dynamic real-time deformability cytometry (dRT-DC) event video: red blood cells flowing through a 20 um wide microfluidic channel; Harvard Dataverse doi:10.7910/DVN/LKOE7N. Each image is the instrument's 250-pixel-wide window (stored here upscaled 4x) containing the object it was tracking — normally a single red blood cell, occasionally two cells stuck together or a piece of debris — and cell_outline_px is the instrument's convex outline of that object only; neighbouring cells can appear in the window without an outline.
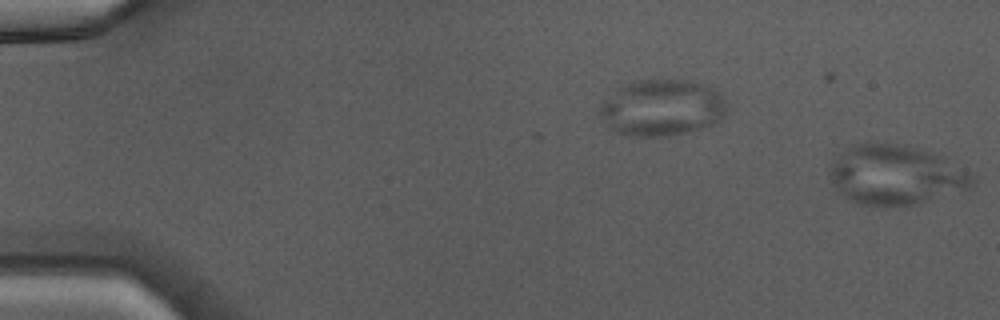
{"species": "Egyptian fruit bat (a non-hibernating species)", "species_latin": "Rousettus aegyptiacus", "temperature_condition": "warm", "stored_images_in_passage": 9, "segment_of_instrument_passage": [2, 2], "camera_frame_rate_fps": 3000, "um_per_image_px": 0.085, "animal": {"sex": "male"}, "frame": {"image": 1, "passage_image": 9, "time_ms": 2.667, "image_size_px": [1000, 320], "cell_outline_px": [[976, 184], [972, 192], [920, 204], [860, 204], [840, 196], [828, 176], [828, 172], [832, 160], [840, 152], [856, 144], [912, 144], [944, 156], [976, 176]], "centroid_in_image_um": [76.26, 14.88], "position_along_channel_um": 8.7, "area_um2": 51.04}}